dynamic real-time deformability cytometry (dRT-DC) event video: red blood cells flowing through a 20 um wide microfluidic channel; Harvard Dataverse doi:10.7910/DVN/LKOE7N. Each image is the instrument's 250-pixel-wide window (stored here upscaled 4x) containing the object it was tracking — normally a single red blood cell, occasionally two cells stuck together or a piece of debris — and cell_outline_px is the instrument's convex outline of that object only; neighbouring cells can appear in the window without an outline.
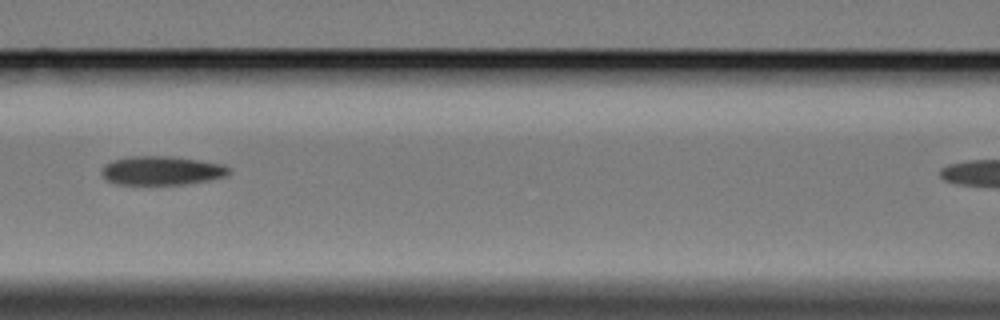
{"species": "Egyptian fruit bat (a non-hibernating species)", "species_latin": "Rousettus aegyptiacus", "temperature_condition": "cold", "stored_images_in_passage": 11, "camera_frame_rate_fps": 3000, "um_per_image_px": 0.085, "animal": {"sex": "female"}, "frame": {"image": 1, "passage_image": 5, "time_ms": 6.333, "image_size_px": [1000, 320], "cell_outline_px": [[232, 172], [228, 176], [208, 180], [184, 184], [120, 184], [108, 180], [100, 172], [104, 164], [112, 160], [128, 156], [172, 156], [224, 164], [232, 168]], "centroid_in_image_um": [13.79, 14.48], "position_along_channel_um": 152.8, "area_um2": 21.56}}
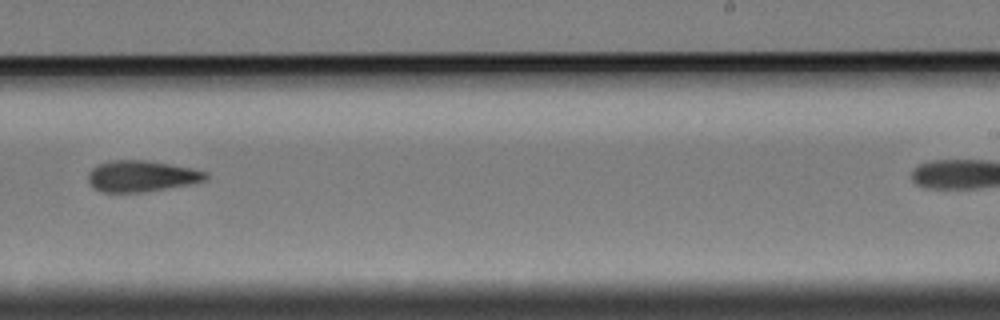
{"frame": {"image": 2, "passage_image": 8, "time_ms": 10.0, "image_size_px": [1000, 320], "cell_outline_px": [[208, 180], [188, 184], [144, 192], [100, 192], [92, 188], [88, 180], [88, 172], [92, 168], [100, 164], [112, 160], [148, 160], [192, 168], [208, 172]], "centroid_in_image_um": [12.02, 14.97], "position_along_channel_um": 277.0, "area_um2": 21.44}}
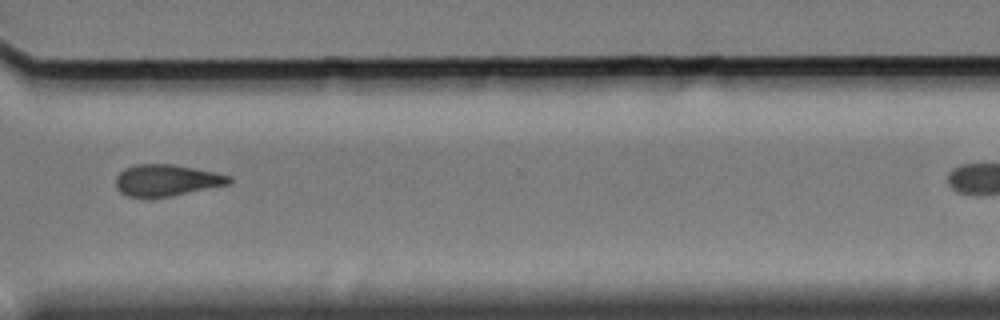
{"frame": {"image": 3, "passage_image": 10, "time_ms": 12.333, "image_size_px": [1000, 320], "cell_outline_px": [[232, 180], [228, 184], [168, 196], [128, 196], [120, 192], [116, 188], [116, 176], [124, 168], [136, 164], [172, 164], [232, 176]], "centroid_in_image_um": [14.12, 15.3], "position_along_channel_um": 356.5, "area_um2": 20.29}}